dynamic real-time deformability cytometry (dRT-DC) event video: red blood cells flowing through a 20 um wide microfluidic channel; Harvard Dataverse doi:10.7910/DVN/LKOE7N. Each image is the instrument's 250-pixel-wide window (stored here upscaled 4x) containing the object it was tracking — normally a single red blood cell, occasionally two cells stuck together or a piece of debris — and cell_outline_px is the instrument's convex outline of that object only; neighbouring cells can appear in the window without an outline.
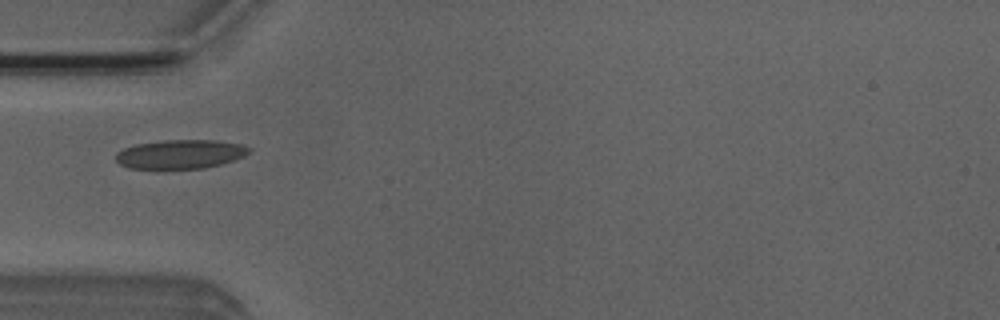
{"species": "Egyptian fruit bat (a non-hibernating species)", "species_latin": "Rousettus aegyptiacus", "temperature_condition": "room temperature", "stored_images_in_passage": 5, "camera_frame_rate_fps": 3000, "um_per_image_px": 0.085, "animal": {"sex": "male"}, "frame": {"image": 1, "passage_image": 4, "time_ms": 3.333, "image_size_px": [1000, 320], "cell_outline_px": [[252, 148], [244, 156], [220, 164], [204, 168], [156, 172], [128, 168], [120, 164], [116, 160], [116, 152], [124, 148], [136, 144], [164, 140], [212, 140], [244, 144]], "centroid_in_image_um": [15.26, 13.15], "position_along_channel_um": 69.7, "area_um2": 23.47}}